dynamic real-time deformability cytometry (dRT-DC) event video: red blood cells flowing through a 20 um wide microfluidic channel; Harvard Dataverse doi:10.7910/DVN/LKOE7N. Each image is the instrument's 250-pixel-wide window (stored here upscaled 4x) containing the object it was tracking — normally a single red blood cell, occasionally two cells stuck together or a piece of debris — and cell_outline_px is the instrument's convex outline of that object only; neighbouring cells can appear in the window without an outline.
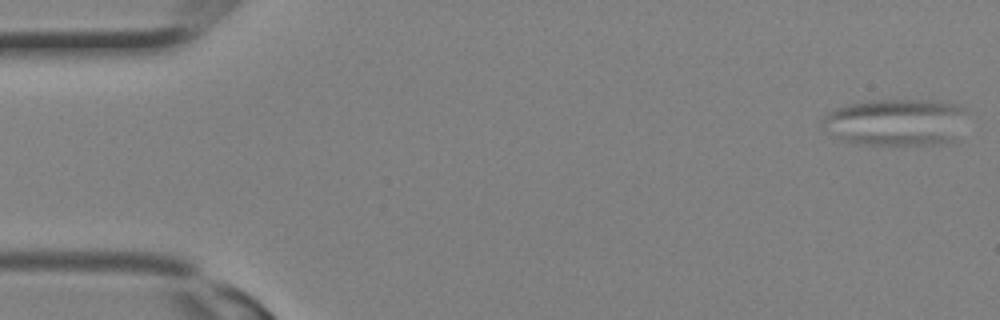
{"species": "Egyptian fruit bat (a non-hibernating species)", "species_latin": "Rousettus aegyptiacus", "temperature_condition": "room temperature", "stored_images_in_passage": 21, "camera_frame_rate_fps": 3000, "um_per_image_px": 0.085, "animal": {"sex": "female"}, "frame": {"image": 1, "passage_image": 1, "time_ms": 0.0, "image_size_px": [1000, 320], "cell_outline_px": [[964, 108], [956, 140], [940, 144], [856, 144], [844, 140], [836, 136], [824, 128], [820, 120], [828, 112], [836, 108], [848, 104], [868, 100], [928, 100], [956, 104]], "centroid_in_image_um": [76.1, 10.38], "position_along_channel_um": 8.9, "area_um2": 39.19}}
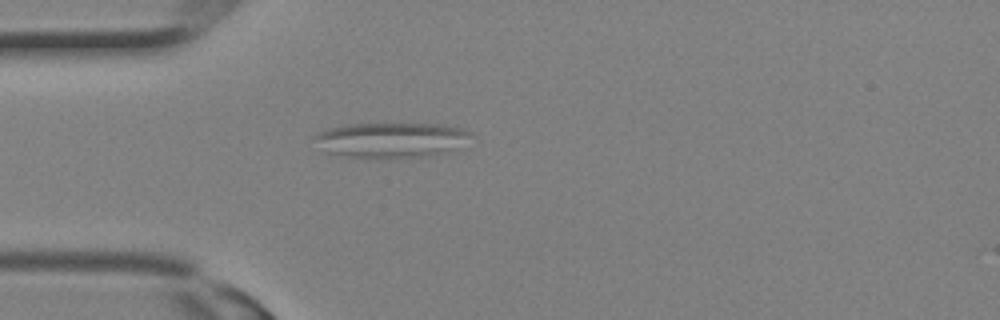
{"frame": {"image": 2, "passage_image": 9, "time_ms": 2.667, "image_size_px": [1000, 320], "cell_outline_px": [[476, 136], [448, 152], [432, 156], [372, 160], [340, 156], [324, 152], [312, 136], [328, 128], [348, 124], [440, 124], [460, 128], [472, 132]], "centroid_in_image_um": [33.24, 11.94], "position_along_channel_um": 51.8, "area_um2": 33.0}}
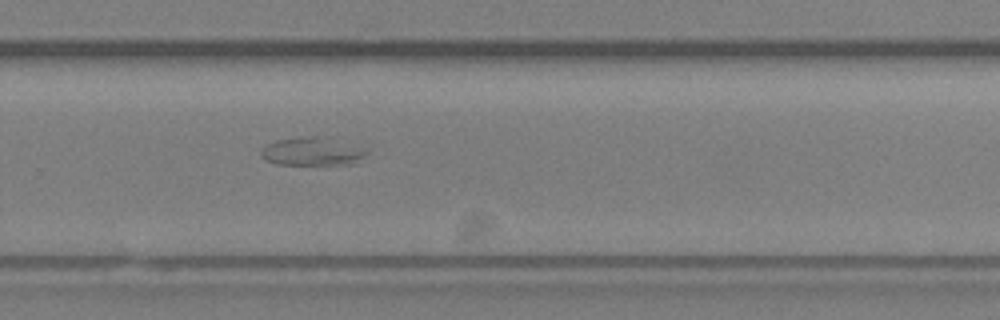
{"frame": {"image": 3, "passage_image": 21, "time_ms": 6.667, "image_size_px": [1000, 320], "cell_outline_px": [[368, 152], [356, 164], [276, 164], [264, 160], [260, 156], [260, 152], [268, 144], [276, 140], [312, 136], [328, 136], [364, 148]], "centroid_in_image_um": [26.56, 12.87], "position_along_channel_um": 303.2, "area_um2": 17.46}}